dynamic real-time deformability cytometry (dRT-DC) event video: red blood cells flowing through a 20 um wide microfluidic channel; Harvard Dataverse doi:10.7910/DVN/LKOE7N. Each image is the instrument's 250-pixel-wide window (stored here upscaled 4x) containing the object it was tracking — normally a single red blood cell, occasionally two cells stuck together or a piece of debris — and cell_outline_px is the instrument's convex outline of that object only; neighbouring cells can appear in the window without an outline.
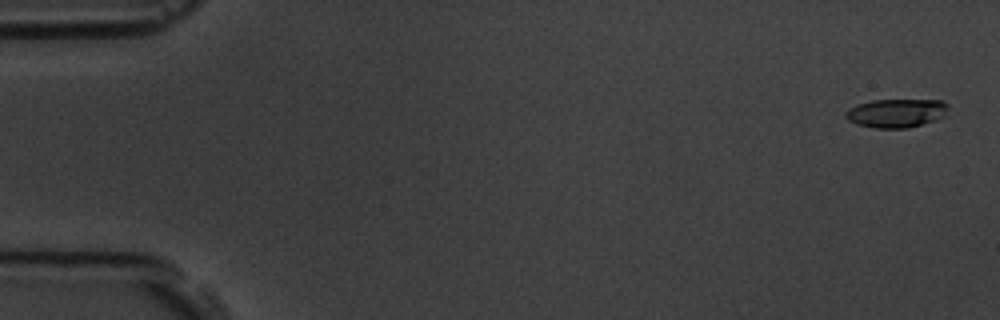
{"species": "common noctule bat (a hibernating species)", "species_latin": "Nyctalus noctula", "temperature_condition": "room temperature", "stored_images_in_passage": 5, "camera_frame_rate_fps": 3000, "um_per_image_px": 0.085, "animal": {"sex": "male", "body_mass_g": 19.5, "forearm_length_mm": 54.6}, "frame": {"image": 1, "passage_image": 1, "time_ms": 0.0, "image_size_px": [1000, 320], "cell_outline_px": [[948, 108], [944, 116], [936, 120], [908, 128], [876, 128], [856, 124], [848, 120], [844, 116], [844, 112], [848, 108], [872, 100], [944, 100], [948, 104]], "centroid_in_image_um": [76.19, 9.61], "position_along_channel_um": 8.8, "area_um2": 17.22}}